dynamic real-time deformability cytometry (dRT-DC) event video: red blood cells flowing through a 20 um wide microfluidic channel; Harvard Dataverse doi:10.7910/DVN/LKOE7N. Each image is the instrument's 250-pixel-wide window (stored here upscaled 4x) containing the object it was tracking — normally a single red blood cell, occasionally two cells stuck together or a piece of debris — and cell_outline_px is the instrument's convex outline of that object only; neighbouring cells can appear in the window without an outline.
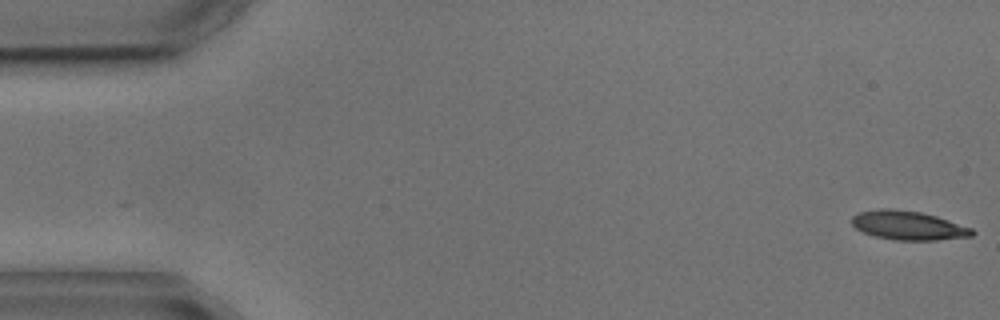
{"species": "common noctule bat (a hibernating species)", "species_latin": "Nyctalus noctula", "temperature_condition": "cold", "stored_images_in_passage": 4, "camera_frame_rate_fps": 3000, "um_per_image_px": 0.085, "animal": {"sex": "male", "body_mass_g": 17.9, "forearm_length_mm": 54.2}, "frame": {"image": 1, "passage_image": 1, "time_ms": 0.0, "image_size_px": [1000, 320], "cell_outline_px": [[976, 232], [972, 236], [936, 240], [892, 240], [876, 236], [864, 232], [856, 228], [852, 224], [852, 216], [860, 212], [880, 208], [892, 208], [920, 212], [936, 216], [972, 228]], "centroid_in_image_um": [77.2, 19.16], "position_along_channel_um": 7.8, "area_um2": 20.23}}
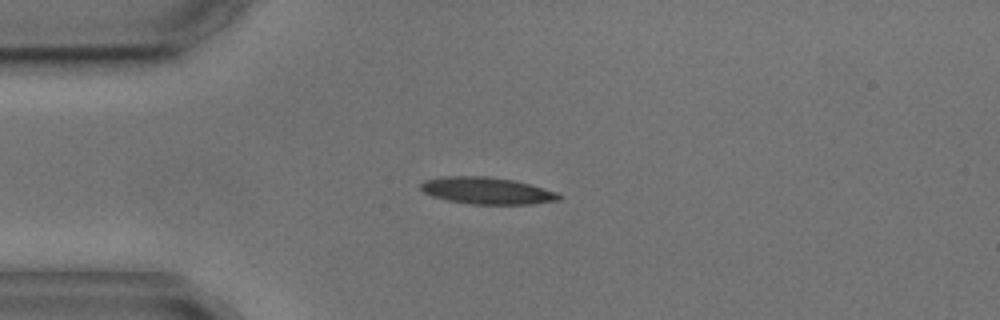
{"frame": {"image": 2, "passage_image": 4, "time_ms": 4.0, "image_size_px": [1000, 320], "cell_outline_px": [[560, 200], [532, 204], [472, 204], [448, 200], [432, 196], [424, 192], [420, 188], [420, 184], [424, 180], [440, 176], [488, 176], [512, 180], [528, 184], [556, 192], [560, 196]], "centroid_in_image_um": [41.33, 16.2], "position_along_channel_um": 43.7, "area_um2": 21.5}}